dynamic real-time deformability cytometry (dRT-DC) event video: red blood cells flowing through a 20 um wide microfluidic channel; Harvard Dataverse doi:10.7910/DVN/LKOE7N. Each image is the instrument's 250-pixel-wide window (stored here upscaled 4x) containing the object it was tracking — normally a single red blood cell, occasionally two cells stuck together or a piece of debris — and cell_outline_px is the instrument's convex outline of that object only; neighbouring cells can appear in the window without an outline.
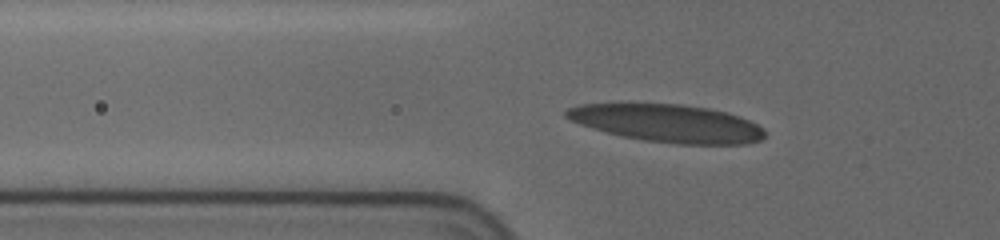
{"species": "human", "species_latin": "Homo sapiens", "temperature_condition": "cold", "stored_images_in_passage": 35, "segment_of_instrument_passage": [1, 2], "camera_frame_rate_fps": 3000, "um_per_image_px": 0.085, "donor": {"sex": "female"}, "frame": {"image": 1, "passage_image": 9, "time_ms": 4.667, "image_size_px": [1000, 240], "cell_outline_px": [[764, 136], [760, 140], [748, 144], [680, 144], [644, 140], [620, 136], [592, 128], [580, 124], [564, 116], [564, 112], [568, 108], [580, 104], [680, 104], [708, 108], [740, 116], [756, 124], [764, 132]], "centroid_in_image_um": [56.72, 10.48], "position_along_channel_um": 69.1, "area_um2": 43.29}}
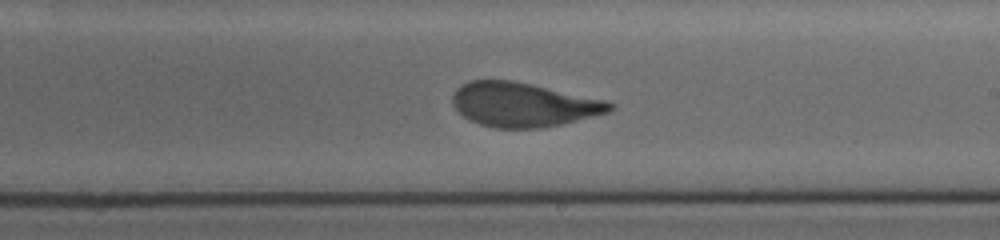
{"frame": {"image": 2, "passage_image": 19, "time_ms": 9.667, "image_size_px": [1000, 240], "cell_outline_px": [[616, 108], [608, 112], [544, 128], [496, 128], [480, 124], [464, 116], [452, 104], [452, 96], [456, 88], [460, 84], [468, 80], [512, 80], [532, 84], [604, 100], [616, 104]], "centroid_in_image_um": [44.46, 8.88], "position_along_channel_um": 244.5, "area_um2": 40.34}}
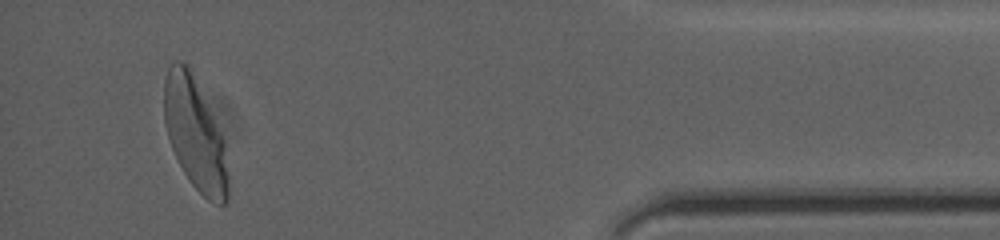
{"frame": {"image": 3, "passage_image": 32, "time_ms": 15.667, "image_size_px": [1000, 240], "cell_outline_px": [[228, 204], [216, 204], [208, 200], [188, 180], [172, 148], [164, 124], [164, 80], [168, 68], [176, 60], [180, 60], [188, 64], [224, 140], [228, 172]], "centroid_in_image_um": [16.57, 11.4], "position_along_channel_um": 418.6, "area_um2": 41.44}}